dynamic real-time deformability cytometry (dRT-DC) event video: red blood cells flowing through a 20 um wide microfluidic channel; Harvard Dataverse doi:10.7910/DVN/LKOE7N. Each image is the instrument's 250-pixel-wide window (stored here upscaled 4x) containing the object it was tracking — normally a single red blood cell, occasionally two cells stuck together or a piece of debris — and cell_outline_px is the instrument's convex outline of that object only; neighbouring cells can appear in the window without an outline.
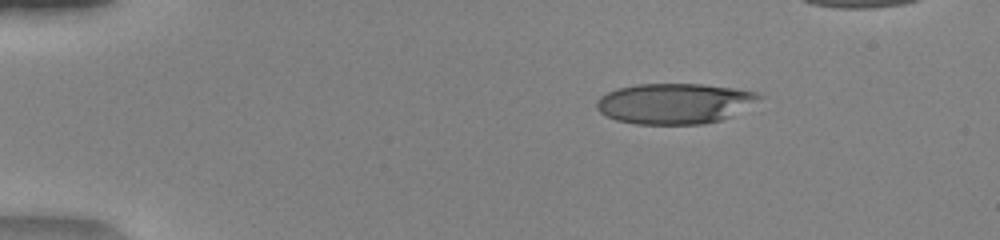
{"species": "human", "species_latin": "Homo sapiens", "temperature_condition": "warm", "stored_images_in_passage": 41, "camera_frame_rate_fps": 3000, "um_per_image_px": 0.085, "donor": {"sex": "female"}, "frame": {"image": 1, "passage_image": 1, "time_ms": 0.0, "image_size_px": [1000, 240], "cell_outline_px": [[764, 96], [732, 116], [720, 120], [704, 124], [636, 124], [616, 120], [600, 112], [596, 108], [596, 100], [600, 96], [616, 88], [636, 84], [704, 84], [736, 88], [756, 92]], "centroid_in_image_um": [57.32, 8.79], "position_along_channel_um": 27.7, "area_um2": 38.49}}
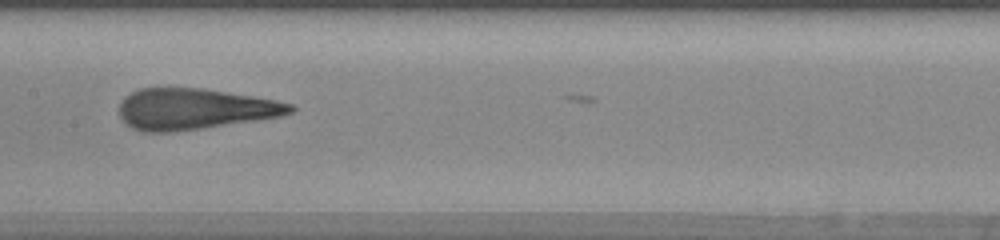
{"frame": {"image": 2, "passage_image": 19, "time_ms": 6.0, "image_size_px": [1000, 240], "cell_outline_px": [[296, 108], [292, 112], [280, 116], [256, 120], [200, 128], [168, 132], [144, 132], [132, 128], [120, 116], [120, 100], [124, 96], [140, 88], [200, 88], [252, 96], [276, 100], [292, 104]], "centroid_in_image_um": [16.51, 9.26], "position_along_channel_um": 190.9, "area_um2": 40.46}}
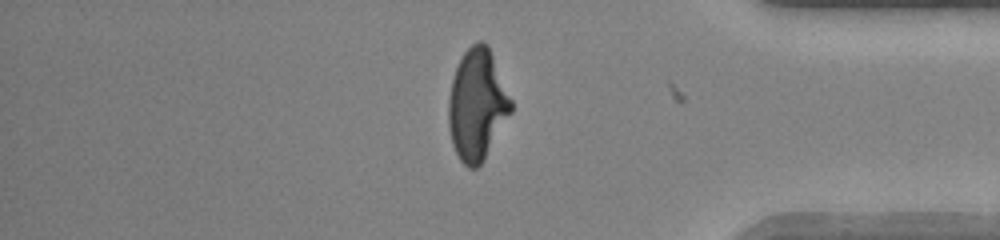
{"frame": {"image": 3, "passage_image": 35, "time_ms": 11.333, "image_size_px": [1000, 240], "cell_outline_px": [[512, 112], [484, 160], [476, 168], [468, 168], [460, 160], [452, 144], [448, 128], [448, 100], [452, 80], [456, 68], [464, 52], [472, 44], [480, 40], [488, 44], [512, 100]], "centroid_in_image_um": [40.56, 8.91], "position_along_channel_um": 394.6, "area_um2": 40.58}}